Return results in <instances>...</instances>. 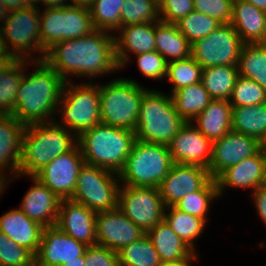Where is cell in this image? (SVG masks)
Instances as JSON below:
<instances>
[{"instance_id":"obj_44","label":"cell","mask_w":266,"mask_h":266,"mask_svg":"<svg viewBox=\"0 0 266 266\" xmlns=\"http://www.w3.org/2000/svg\"><path fill=\"white\" fill-rule=\"evenodd\" d=\"M138 70L146 78L164 80L167 76L168 61L156 50L135 55Z\"/></svg>"},{"instance_id":"obj_52","label":"cell","mask_w":266,"mask_h":266,"mask_svg":"<svg viewBox=\"0 0 266 266\" xmlns=\"http://www.w3.org/2000/svg\"><path fill=\"white\" fill-rule=\"evenodd\" d=\"M44 8L64 7L70 5L69 0H40V5Z\"/></svg>"},{"instance_id":"obj_55","label":"cell","mask_w":266,"mask_h":266,"mask_svg":"<svg viewBox=\"0 0 266 266\" xmlns=\"http://www.w3.org/2000/svg\"><path fill=\"white\" fill-rule=\"evenodd\" d=\"M58 266H85V260L84 255L77 257L74 261L66 263V264H60Z\"/></svg>"},{"instance_id":"obj_26","label":"cell","mask_w":266,"mask_h":266,"mask_svg":"<svg viewBox=\"0 0 266 266\" xmlns=\"http://www.w3.org/2000/svg\"><path fill=\"white\" fill-rule=\"evenodd\" d=\"M244 44L266 43V12L244 0H233L230 22Z\"/></svg>"},{"instance_id":"obj_4","label":"cell","mask_w":266,"mask_h":266,"mask_svg":"<svg viewBox=\"0 0 266 266\" xmlns=\"http://www.w3.org/2000/svg\"><path fill=\"white\" fill-rule=\"evenodd\" d=\"M136 140L132 130L99 123L77 137L85 164L119 174Z\"/></svg>"},{"instance_id":"obj_58","label":"cell","mask_w":266,"mask_h":266,"mask_svg":"<svg viewBox=\"0 0 266 266\" xmlns=\"http://www.w3.org/2000/svg\"><path fill=\"white\" fill-rule=\"evenodd\" d=\"M244 1L253 4L255 7L266 12V0H244Z\"/></svg>"},{"instance_id":"obj_9","label":"cell","mask_w":266,"mask_h":266,"mask_svg":"<svg viewBox=\"0 0 266 266\" xmlns=\"http://www.w3.org/2000/svg\"><path fill=\"white\" fill-rule=\"evenodd\" d=\"M39 6L11 10L1 25L8 52L17 60H44L46 51L41 46ZM39 52V56L32 54ZM41 54V55H40Z\"/></svg>"},{"instance_id":"obj_13","label":"cell","mask_w":266,"mask_h":266,"mask_svg":"<svg viewBox=\"0 0 266 266\" xmlns=\"http://www.w3.org/2000/svg\"><path fill=\"white\" fill-rule=\"evenodd\" d=\"M118 208L145 233L164 218L165 206L158 188L121 185Z\"/></svg>"},{"instance_id":"obj_28","label":"cell","mask_w":266,"mask_h":266,"mask_svg":"<svg viewBox=\"0 0 266 266\" xmlns=\"http://www.w3.org/2000/svg\"><path fill=\"white\" fill-rule=\"evenodd\" d=\"M161 262H173L190 255L194 250L183 241L163 219L146 232Z\"/></svg>"},{"instance_id":"obj_60","label":"cell","mask_w":266,"mask_h":266,"mask_svg":"<svg viewBox=\"0 0 266 266\" xmlns=\"http://www.w3.org/2000/svg\"><path fill=\"white\" fill-rule=\"evenodd\" d=\"M28 6H38L37 4L40 3V0H25Z\"/></svg>"},{"instance_id":"obj_62","label":"cell","mask_w":266,"mask_h":266,"mask_svg":"<svg viewBox=\"0 0 266 266\" xmlns=\"http://www.w3.org/2000/svg\"><path fill=\"white\" fill-rule=\"evenodd\" d=\"M264 160H265V177H266V153H263Z\"/></svg>"},{"instance_id":"obj_21","label":"cell","mask_w":266,"mask_h":266,"mask_svg":"<svg viewBox=\"0 0 266 266\" xmlns=\"http://www.w3.org/2000/svg\"><path fill=\"white\" fill-rule=\"evenodd\" d=\"M117 33L114 34L115 55L120 70L126 68L131 53L139 55L155 50V23L122 26Z\"/></svg>"},{"instance_id":"obj_25","label":"cell","mask_w":266,"mask_h":266,"mask_svg":"<svg viewBox=\"0 0 266 266\" xmlns=\"http://www.w3.org/2000/svg\"><path fill=\"white\" fill-rule=\"evenodd\" d=\"M44 227L30 219L19 208L12 209L0 217V232L9 239L36 255Z\"/></svg>"},{"instance_id":"obj_10","label":"cell","mask_w":266,"mask_h":266,"mask_svg":"<svg viewBox=\"0 0 266 266\" xmlns=\"http://www.w3.org/2000/svg\"><path fill=\"white\" fill-rule=\"evenodd\" d=\"M43 10L40 12V36L45 51L59 41L77 39L96 30L88 8L67 5Z\"/></svg>"},{"instance_id":"obj_18","label":"cell","mask_w":266,"mask_h":266,"mask_svg":"<svg viewBox=\"0 0 266 266\" xmlns=\"http://www.w3.org/2000/svg\"><path fill=\"white\" fill-rule=\"evenodd\" d=\"M97 245L118 252L145 234L119 208L96 213Z\"/></svg>"},{"instance_id":"obj_2","label":"cell","mask_w":266,"mask_h":266,"mask_svg":"<svg viewBox=\"0 0 266 266\" xmlns=\"http://www.w3.org/2000/svg\"><path fill=\"white\" fill-rule=\"evenodd\" d=\"M36 69L26 73L16 93L15 108L11 115L23 125L49 123L56 120L58 106L66 81L44 60L32 61Z\"/></svg>"},{"instance_id":"obj_6","label":"cell","mask_w":266,"mask_h":266,"mask_svg":"<svg viewBox=\"0 0 266 266\" xmlns=\"http://www.w3.org/2000/svg\"><path fill=\"white\" fill-rule=\"evenodd\" d=\"M147 90L136 80L122 77L99 84L101 123L135 131L141 100Z\"/></svg>"},{"instance_id":"obj_15","label":"cell","mask_w":266,"mask_h":266,"mask_svg":"<svg viewBox=\"0 0 266 266\" xmlns=\"http://www.w3.org/2000/svg\"><path fill=\"white\" fill-rule=\"evenodd\" d=\"M260 151V141L254 137L230 130L213 142L209 174L216 179L223 171L252 157Z\"/></svg>"},{"instance_id":"obj_30","label":"cell","mask_w":266,"mask_h":266,"mask_svg":"<svg viewBox=\"0 0 266 266\" xmlns=\"http://www.w3.org/2000/svg\"><path fill=\"white\" fill-rule=\"evenodd\" d=\"M170 96L175 111L185 122H191L212 101L201 81L183 87Z\"/></svg>"},{"instance_id":"obj_61","label":"cell","mask_w":266,"mask_h":266,"mask_svg":"<svg viewBox=\"0 0 266 266\" xmlns=\"http://www.w3.org/2000/svg\"><path fill=\"white\" fill-rule=\"evenodd\" d=\"M24 266H38V265H37V263H36V261L34 259L31 263H29L27 265H24Z\"/></svg>"},{"instance_id":"obj_59","label":"cell","mask_w":266,"mask_h":266,"mask_svg":"<svg viewBox=\"0 0 266 266\" xmlns=\"http://www.w3.org/2000/svg\"><path fill=\"white\" fill-rule=\"evenodd\" d=\"M260 150L263 153H266V134L264 135V137L260 140Z\"/></svg>"},{"instance_id":"obj_32","label":"cell","mask_w":266,"mask_h":266,"mask_svg":"<svg viewBox=\"0 0 266 266\" xmlns=\"http://www.w3.org/2000/svg\"><path fill=\"white\" fill-rule=\"evenodd\" d=\"M232 130L260 141L266 134V103L255 106H233Z\"/></svg>"},{"instance_id":"obj_51","label":"cell","mask_w":266,"mask_h":266,"mask_svg":"<svg viewBox=\"0 0 266 266\" xmlns=\"http://www.w3.org/2000/svg\"><path fill=\"white\" fill-rule=\"evenodd\" d=\"M0 1L9 9V11L25 8L28 6L25 0H0Z\"/></svg>"},{"instance_id":"obj_36","label":"cell","mask_w":266,"mask_h":266,"mask_svg":"<svg viewBox=\"0 0 266 266\" xmlns=\"http://www.w3.org/2000/svg\"><path fill=\"white\" fill-rule=\"evenodd\" d=\"M215 199H219V194L216 181L211 178L200 190L185 195L175 207L207 223L208 210Z\"/></svg>"},{"instance_id":"obj_38","label":"cell","mask_w":266,"mask_h":266,"mask_svg":"<svg viewBox=\"0 0 266 266\" xmlns=\"http://www.w3.org/2000/svg\"><path fill=\"white\" fill-rule=\"evenodd\" d=\"M125 0H94L89 8L96 30L115 34L121 28V9Z\"/></svg>"},{"instance_id":"obj_50","label":"cell","mask_w":266,"mask_h":266,"mask_svg":"<svg viewBox=\"0 0 266 266\" xmlns=\"http://www.w3.org/2000/svg\"><path fill=\"white\" fill-rule=\"evenodd\" d=\"M17 59L13 55H0V75L8 70Z\"/></svg>"},{"instance_id":"obj_14","label":"cell","mask_w":266,"mask_h":266,"mask_svg":"<svg viewBox=\"0 0 266 266\" xmlns=\"http://www.w3.org/2000/svg\"><path fill=\"white\" fill-rule=\"evenodd\" d=\"M84 164L81 149L77 144L71 151L57 156L45 165L34 177L61 200L71 199L80 169Z\"/></svg>"},{"instance_id":"obj_37","label":"cell","mask_w":266,"mask_h":266,"mask_svg":"<svg viewBox=\"0 0 266 266\" xmlns=\"http://www.w3.org/2000/svg\"><path fill=\"white\" fill-rule=\"evenodd\" d=\"M32 63L17 60L0 75V115H11L15 108L16 93L23 78V69Z\"/></svg>"},{"instance_id":"obj_63","label":"cell","mask_w":266,"mask_h":266,"mask_svg":"<svg viewBox=\"0 0 266 266\" xmlns=\"http://www.w3.org/2000/svg\"><path fill=\"white\" fill-rule=\"evenodd\" d=\"M157 4H160L162 0H154Z\"/></svg>"},{"instance_id":"obj_17","label":"cell","mask_w":266,"mask_h":266,"mask_svg":"<svg viewBox=\"0 0 266 266\" xmlns=\"http://www.w3.org/2000/svg\"><path fill=\"white\" fill-rule=\"evenodd\" d=\"M173 163L209 168L213 141L205 137L191 122H185L168 144Z\"/></svg>"},{"instance_id":"obj_34","label":"cell","mask_w":266,"mask_h":266,"mask_svg":"<svg viewBox=\"0 0 266 266\" xmlns=\"http://www.w3.org/2000/svg\"><path fill=\"white\" fill-rule=\"evenodd\" d=\"M163 219L183 241L196 251L194 242L203 234L207 224L203 219L182 212L175 206L165 207Z\"/></svg>"},{"instance_id":"obj_19","label":"cell","mask_w":266,"mask_h":266,"mask_svg":"<svg viewBox=\"0 0 266 266\" xmlns=\"http://www.w3.org/2000/svg\"><path fill=\"white\" fill-rule=\"evenodd\" d=\"M88 245L77 241L57 226L44 227L41 242L35 255L38 266H58L83 256Z\"/></svg>"},{"instance_id":"obj_27","label":"cell","mask_w":266,"mask_h":266,"mask_svg":"<svg viewBox=\"0 0 266 266\" xmlns=\"http://www.w3.org/2000/svg\"><path fill=\"white\" fill-rule=\"evenodd\" d=\"M232 109L229 100L212 99L191 124L214 142L232 129Z\"/></svg>"},{"instance_id":"obj_11","label":"cell","mask_w":266,"mask_h":266,"mask_svg":"<svg viewBox=\"0 0 266 266\" xmlns=\"http://www.w3.org/2000/svg\"><path fill=\"white\" fill-rule=\"evenodd\" d=\"M119 175L107 169L84 164L80 169L71 200L95 213L118 208Z\"/></svg>"},{"instance_id":"obj_23","label":"cell","mask_w":266,"mask_h":266,"mask_svg":"<svg viewBox=\"0 0 266 266\" xmlns=\"http://www.w3.org/2000/svg\"><path fill=\"white\" fill-rule=\"evenodd\" d=\"M32 186L26 192L19 209L43 227L56 224L61 199L34 176Z\"/></svg>"},{"instance_id":"obj_20","label":"cell","mask_w":266,"mask_h":266,"mask_svg":"<svg viewBox=\"0 0 266 266\" xmlns=\"http://www.w3.org/2000/svg\"><path fill=\"white\" fill-rule=\"evenodd\" d=\"M96 213L71 199L60 202L55 226L77 241L88 246L97 245Z\"/></svg>"},{"instance_id":"obj_35","label":"cell","mask_w":266,"mask_h":266,"mask_svg":"<svg viewBox=\"0 0 266 266\" xmlns=\"http://www.w3.org/2000/svg\"><path fill=\"white\" fill-rule=\"evenodd\" d=\"M117 253L119 266H157L161 263L159 254L146 233Z\"/></svg>"},{"instance_id":"obj_54","label":"cell","mask_w":266,"mask_h":266,"mask_svg":"<svg viewBox=\"0 0 266 266\" xmlns=\"http://www.w3.org/2000/svg\"><path fill=\"white\" fill-rule=\"evenodd\" d=\"M9 9L0 1V22H3L8 18Z\"/></svg>"},{"instance_id":"obj_41","label":"cell","mask_w":266,"mask_h":266,"mask_svg":"<svg viewBox=\"0 0 266 266\" xmlns=\"http://www.w3.org/2000/svg\"><path fill=\"white\" fill-rule=\"evenodd\" d=\"M175 24L191 44L208 36L221 25L217 20L196 10L184 16Z\"/></svg>"},{"instance_id":"obj_8","label":"cell","mask_w":266,"mask_h":266,"mask_svg":"<svg viewBox=\"0 0 266 266\" xmlns=\"http://www.w3.org/2000/svg\"><path fill=\"white\" fill-rule=\"evenodd\" d=\"M61 118L59 123L76 137L101 123L99 84L83 82L79 84L65 83L58 108Z\"/></svg>"},{"instance_id":"obj_48","label":"cell","mask_w":266,"mask_h":266,"mask_svg":"<svg viewBox=\"0 0 266 266\" xmlns=\"http://www.w3.org/2000/svg\"><path fill=\"white\" fill-rule=\"evenodd\" d=\"M251 197L257 210V214L264 222V225H266V184L260 186L254 192H252Z\"/></svg>"},{"instance_id":"obj_16","label":"cell","mask_w":266,"mask_h":266,"mask_svg":"<svg viewBox=\"0 0 266 266\" xmlns=\"http://www.w3.org/2000/svg\"><path fill=\"white\" fill-rule=\"evenodd\" d=\"M210 179L209 170L204 167L173 163L158 187L164 206H175L185 195L200 190Z\"/></svg>"},{"instance_id":"obj_22","label":"cell","mask_w":266,"mask_h":266,"mask_svg":"<svg viewBox=\"0 0 266 266\" xmlns=\"http://www.w3.org/2000/svg\"><path fill=\"white\" fill-rule=\"evenodd\" d=\"M219 198L226 187L250 188L254 192L266 184L265 160L260 150L252 157L246 158L238 164L223 171L216 179Z\"/></svg>"},{"instance_id":"obj_5","label":"cell","mask_w":266,"mask_h":266,"mask_svg":"<svg viewBox=\"0 0 266 266\" xmlns=\"http://www.w3.org/2000/svg\"><path fill=\"white\" fill-rule=\"evenodd\" d=\"M184 124L185 121L175 111L170 95L148 89L141 100L134 132L141 142L168 145Z\"/></svg>"},{"instance_id":"obj_42","label":"cell","mask_w":266,"mask_h":266,"mask_svg":"<svg viewBox=\"0 0 266 266\" xmlns=\"http://www.w3.org/2000/svg\"><path fill=\"white\" fill-rule=\"evenodd\" d=\"M232 106H255L266 103V90L257 82L238 76L229 98Z\"/></svg>"},{"instance_id":"obj_29","label":"cell","mask_w":266,"mask_h":266,"mask_svg":"<svg viewBox=\"0 0 266 266\" xmlns=\"http://www.w3.org/2000/svg\"><path fill=\"white\" fill-rule=\"evenodd\" d=\"M155 50L167 61H177L191 56L192 44L178 30L176 24L155 22Z\"/></svg>"},{"instance_id":"obj_47","label":"cell","mask_w":266,"mask_h":266,"mask_svg":"<svg viewBox=\"0 0 266 266\" xmlns=\"http://www.w3.org/2000/svg\"><path fill=\"white\" fill-rule=\"evenodd\" d=\"M84 260L85 266H119L118 253L99 245L88 246Z\"/></svg>"},{"instance_id":"obj_24","label":"cell","mask_w":266,"mask_h":266,"mask_svg":"<svg viewBox=\"0 0 266 266\" xmlns=\"http://www.w3.org/2000/svg\"><path fill=\"white\" fill-rule=\"evenodd\" d=\"M25 127L13 115H0V171L8 178L19 173Z\"/></svg>"},{"instance_id":"obj_31","label":"cell","mask_w":266,"mask_h":266,"mask_svg":"<svg viewBox=\"0 0 266 266\" xmlns=\"http://www.w3.org/2000/svg\"><path fill=\"white\" fill-rule=\"evenodd\" d=\"M238 76V66H212L202 69L201 83L212 99L229 100Z\"/></svg>"},{"instance_id":"obj_46","label":"cell","mask_w":266,"mask_h":266,"mask_svg":"<svg viewBox=\"0 0 266 266\" xmlns=\"http://www.w3.org/2000/svg\"><path fill=\"white\" fill-rule=\"evenodd\" d=\"M194 10V0H162L159 4L160 21L177 23Z\"/></svg>"},{"instance_id":"obj_3","label":"cell","mask_w":266,"mask_h":266,"mask_svg":"<svg viewBox=\"0 0 266 266\" xmlns=\"http://www.w3.org/2000/svg\"><path fill=\"white\" fill-rule=\"evenodd\" d=\"M77 144V137L56 121L27 125L22 137L19 173L13 179L9 178L8 184L21 176H34Z\"/></svg>"},{"instance_id":"obj_49","label":"cell","mask_w":266,"mask_h":266,"mask_svg":"<svg viewBox=\"0 0 266 266\" xmlns=\"http://www.w3.org/2000/svg\"><path fill=\"white\" fill-rule=\"evenodd\" d=\"M198 259V254L197 252L193 251L190 255L187 257L178 260V261H173V262H161L157 266H192V261H197Z\"/></svg>"},{"instance_id":"obj_7","label":"cell","mask_w":266,"mask_h":266,"mask_svg":"<svg viewBox=\"0 0 266 266\" xmlns=\"http://www.w3.org/2000/svg\"><path fill=\"white\" fill-rule=\"evenodd\" d=\"M173 165L168 145L135 140L119 172L120 184L158 188Z\"/></svg>"},{"instance_id":"obj_33","label":"cell","mask_w":266,"mask_h":266,"mask_svg":"<svg viewBox=\"0 0 266 266\" xmlns=\"http://www.w3.org/2000/svg\"><path fill=\"white\" fill-rule=\"evenodd\" d=\"M238 72L239 76L257 82L266 90V43L243 44Z\"/></svg>"},{"instance_id":"obj_1","label":"cell","mask_w":266,"mask_h":266,"mask_svg":"<svg viewBox=\"0 0 266 266\" xmlns=\"http://www.w3.org/2000/svg\"><path fill=\"white\" fill-rule=\"evenodd\" d=\"M44 61L66 82L71 81L69 76L88 77L92 82L93 77L120 71L114 34L100 30L55 43L46 51Z\"/></svg>"},{"instance_id":"obj_57","label":"cell","mask_w":266,"mask_h":266,"mask_svg":"<svg viewBox=\"0 0 266 266\" xmlns=\"http://www.w3.org/2000/svg\"><path fill=\"white\" fill-rule=\"evenodd\" d=\"M0 55H12L8 52L5 41L3 39L2 29L0 26Z\"/></svg>"},{"instance_id":"obj_43","label":"cell","mask_w":266,"mask_h":266,"mask_svg":"<svg viewBox=\"0 0 266 266\" xmlns=\"http://www.w3.org/2000/svg\"><path fill=\"white\" fill-rule=\"evenodd\" d=\"M35 256L0 232V266H24L31 263Z\"/></svg>"},{"instance_id":"obj_40","label":"cell","mask_w":266,"mask_h":266,"mask_svg":"<svg viewBox=\"0 0 266 266\" xmlns=\"http://www.w3.org/2000/svg\"><path fill=\"white\" fill-rule=\"evenodd\" d=\"M202 67L190 56L185 59L168 63V81L173 85L172 95L175 91L201 81Z\"/></svg>"},{"instance_id":"obj_56","label":"cell","mask_w":266,"mask_h":266,"mask_svg":"<svg viewBox=\"0 0 266 266\" xmlns=\"http://www.w3.org/2000/svg\"><path fill=\"white\" fill-rule=\"evenodd\" d=\"M8 177L0 171V197L4 193L6 186H8Z\"/></svg>"},{"instance_id":"obj_45","label":"cell","mask_w":266,"mask_h":266,"mask_svg":"<svg viewBox=\"0 0 266 266\" xmlns=\"http://www.w3.org/2000/svg\"><path fill=\"white\" fill-rule=\"evenodd\" d=\"M194 10L228 24L232 20L233 0H194Z\"/></svg>"},{"instance_id":"obj_12","label":"cell","mask_w":266,"mask_h":266,"mask_svg":"<svg viewBox=\"0 0 266 266\" xmlns=\"http://www.w3.org/2000/svg\"><path fill=\"white\" fill-rule=\"evenodd\" d=\"M243 42L231 23L221 24L192 43L191 56L202 67L238 66Z\"/></svg>"},{"instance_id":"obj_39","label":"cell","mask_w":266,"mask_h":266,"mask_svg":"<svg viewBox=\"0 0 266 266\" xmlns=\"http://www.w3.org/2000/svg\"><path fill=\"white\" fill-rule=\"evenodd\" d=\"M121 27L160 21L159 4L154 0H125L120 12Z\"/></svg>"},{"instance_id":"obj_53","label":"cell","mask_w":266,"mask_h":266,"mask_svg":"<svg viewBox=\"0 0 266 266\" xmlns=\"http://www.w3.org/2000/svg\"><path fill=\"white\" fill-rule=\"evenodd\" d=\"M94 0H69L70 5H76L79 7L90 8Z\"/></svg>"}]
</instances>
